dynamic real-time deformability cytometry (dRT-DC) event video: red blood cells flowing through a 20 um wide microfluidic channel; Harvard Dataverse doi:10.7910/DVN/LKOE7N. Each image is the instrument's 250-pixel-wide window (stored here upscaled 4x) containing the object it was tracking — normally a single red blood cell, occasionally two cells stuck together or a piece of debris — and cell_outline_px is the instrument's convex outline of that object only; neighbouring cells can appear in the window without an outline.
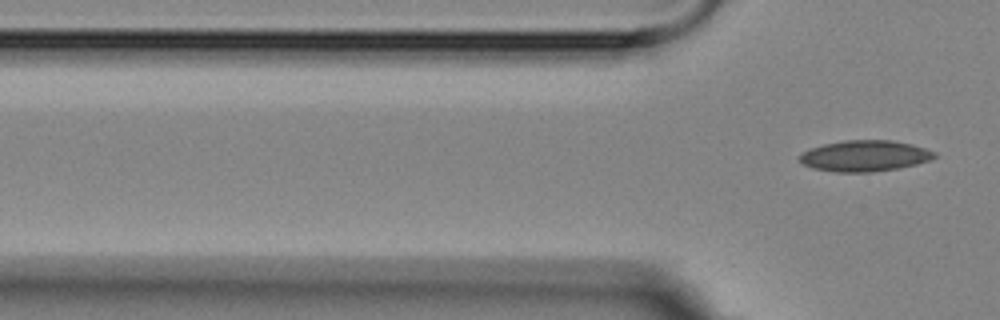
{"species": "Egyptian fruit bat (a non-hibernating species)", "species_latin": "Rousettus aegyptiacus", "temperature_condition": "room temperature", "stored_images_in_passage": 8, "segment_of_instrument_passage": [2, 2], "camera_frame_rate_fps": 3000, "um_per_image_px": 0.085, "animal": {"sex": "female"}, "frame": {"image": 1, "passage_image": 8, "time_ms": 8.0, "image_size_px": [1000, 320], "cell_outline_px": [[936, 156], [932, 160], [916, 164], [896, 168], [872, 172], [836, 172], [812, 168], [804, 164], [800, 160], [800, 156], [804, 152], [812, 148], [824, 144], [844, 140], [892, 140], [912, 144], [936, 152]], "centroid_in_image_um": [73.54, 13.25], "position_along_channel_um": 52.3, "area_um2": 24.22}}